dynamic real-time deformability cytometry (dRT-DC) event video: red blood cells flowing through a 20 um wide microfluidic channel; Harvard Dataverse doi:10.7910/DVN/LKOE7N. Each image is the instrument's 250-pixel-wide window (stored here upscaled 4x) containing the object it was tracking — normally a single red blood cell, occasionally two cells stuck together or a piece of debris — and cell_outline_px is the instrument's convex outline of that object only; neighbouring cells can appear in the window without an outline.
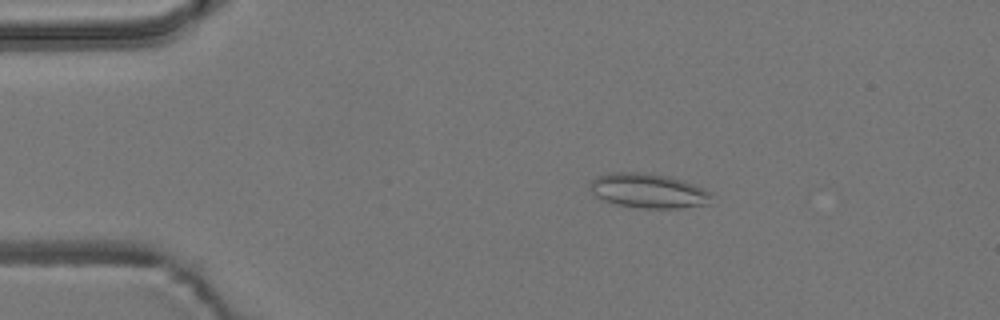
{"species": "common noctule bat (a hibernating species)", "species_latin": "Nyctalus noctula", "temperature_condition": "room temperature", "stored_images_in_passage": 5, "camera_frame_rate_fps": 3000, "um_per_image_px": 0.085, "animal": {"sex": "male", "body_mass_g": 19.2, "forearm_length_mm": 51.8}, "frame": {"image": 1, "passage_image": 2, "time_ms": 1.0, "image_size_px": [1000, 320], "cell_outline_px": [[712, 204], [680, 208], [644, 208], [616, 204], [604, 200], [596, 196], [592, 192], [588, 184], [596, 176], [608, 172], [640, 172], [668, 176], [684, 180], [708, 192]], "centroid_in_image_um": [55.06, 16.21], "position_along_channel_um": 29.9, "area_um2": 24.39}}
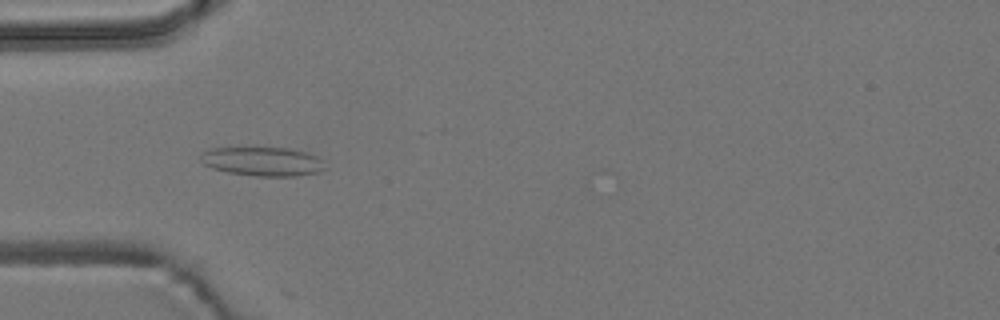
{"frame": {"image": 2, "passage_image": 4, "time_ms": 3.333, "image_size_px": [1000, 320], "cell_outline_px": [[328, 168], [320, 172], [296, 176], [256, 176], [228, 172], [212, 168], [204, 164], [200, 160], [200, 156], [204, 152], [212, 148], [288, 148], [308, 152], [316, 156]], "centroid_in_image_um": [22.36, 13.73], "position_along_channel_um": 62.6, "area_um2": 20.98}}